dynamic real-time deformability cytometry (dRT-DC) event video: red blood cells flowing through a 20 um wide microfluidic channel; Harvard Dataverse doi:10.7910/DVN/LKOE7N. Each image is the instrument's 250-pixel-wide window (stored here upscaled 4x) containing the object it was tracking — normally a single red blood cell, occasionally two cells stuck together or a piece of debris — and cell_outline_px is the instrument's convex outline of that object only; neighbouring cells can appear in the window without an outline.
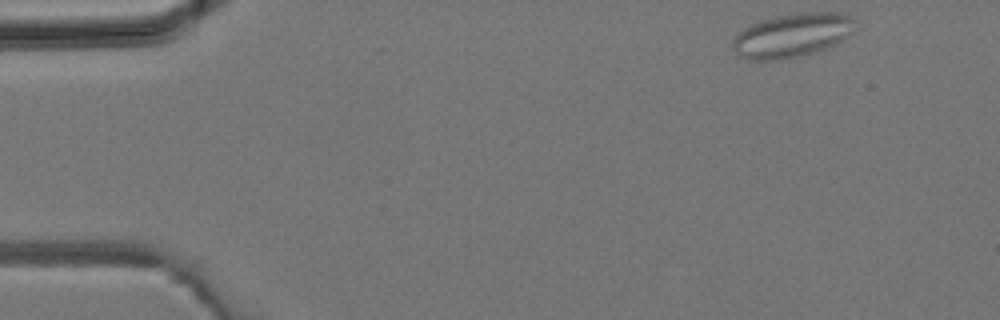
{"species": "common noctule bat (a hibernating species)", "species_latin": "Nyctalus noctula", "temperature_condition": "room temperature", "stored_images_in_passage": 39, "camera_frame_rate_fps": 3000, "um_per_image_px": 0.085, "animal": {"sex": "male", "body_mass_g": 19.2, "forearm_length_mm": 51.8}, "frame": {"image": 1, "passage_image": 1, "time_ms": 0.0, "image_size_px": [1000, 320], "cell_outline_px": [[856, 28], [848, 36], [836, 44], [816, 52], [800, 56], [780, 60], [748, 60], [740, 56], [732, 48], [732, 40], [744, 28], [760, 20], [776, 16], [800, 12], [844, 12], [852, 16], [856, 20]], "centroid_in_image_um": [67.38, 2.99], "position_along_channel_um": 17.6, "area_um2": 31.73}}
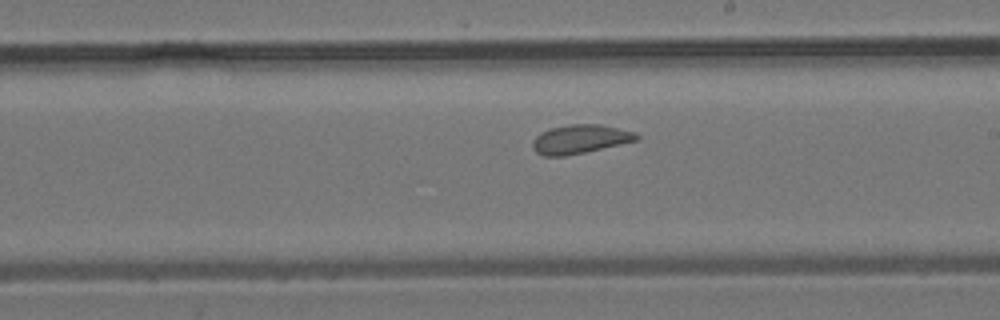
{"frame": {"image": 2, "passage_image": 21, "time_ms": 6.667, "image_size_px": [1000, 320], "cell_outline_px": [[640, 140], [584, 152], [564, 156], [544, 156], [536, 152], [532, 148], [532, 140], [540, 132], [552, 128], [572, 124], [600, 124], [636, 132], [640, 136]], "centroid_in_image_um": [49.32, 11.82], "position_along_channel_um": 239.7, "area_um2": 17.51}}
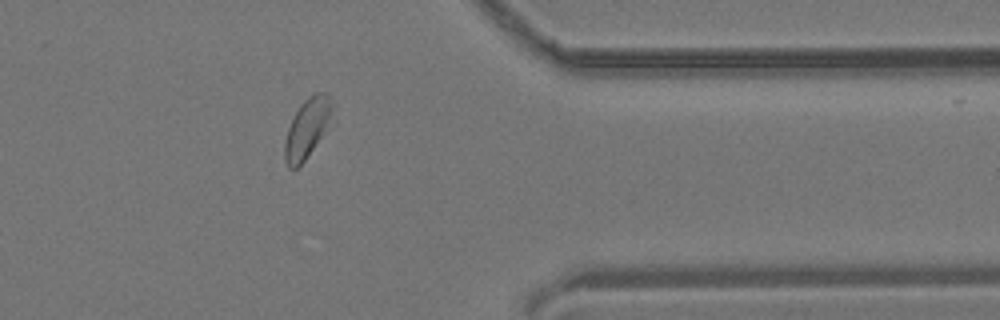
{"frame": {"image": 3, "passage_image": 31, "time_ms": 10.0, "image_size_px": [1000, 320], "cell_outline_px": [[336, 124], [304, 160], [296, 168], [288, 168], [284, 160], [284, 144], [288, 128], [300, 104], [308, 96], [316, 92], [328, 92], [336, 104]], "centroid_in_image_um": [26.27, 10.83], "position_along_channel_um": 385.1, "area_um2": 17.92}}